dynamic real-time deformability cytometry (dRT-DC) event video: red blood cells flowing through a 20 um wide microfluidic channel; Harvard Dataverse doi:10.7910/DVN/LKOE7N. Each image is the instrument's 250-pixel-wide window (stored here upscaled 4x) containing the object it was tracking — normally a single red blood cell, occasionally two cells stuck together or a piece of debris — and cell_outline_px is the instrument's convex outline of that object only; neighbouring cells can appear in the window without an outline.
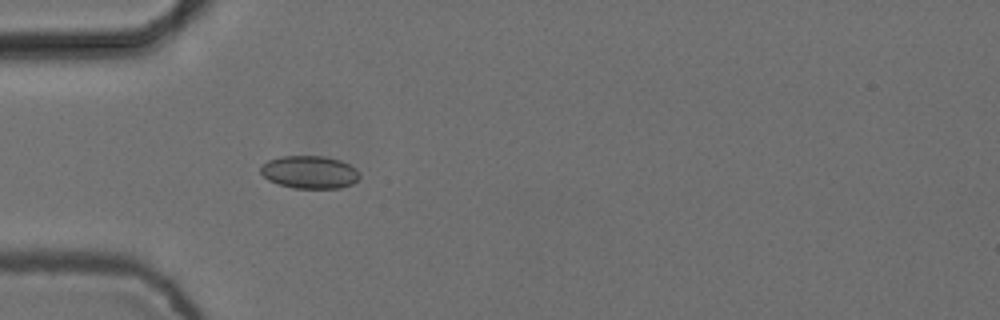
{"species": "common noctule bat (a hibernating species)", "species_latin": "Nyctalus noctula", "temperature_condition": "cold", "stored_images_in_passage": 3, "camera_frame_rate_fps": 3000, "um_per_image_px": 0.085, "animal": {"sex": "female", "body_mass_g": 24.6, "forearm_length_mm": 56.2}, "frame": {"image": 1, "passage_image": 3, "time_ms": 0.667, "image_size_px": [1000, 320], "cell_outline_px": [[360, 176], [352, 184], [340, 188], [292, 188], [268, 180], [260, 172], [260, 164], [268, 160], [280, 156], [324, 156], [340, 160], [356, 168], [360, 172]], "centroid_in_image_um": [26.3, 14.62], "position_along_channel_um": 58.7, "area_um2": 19.02}}